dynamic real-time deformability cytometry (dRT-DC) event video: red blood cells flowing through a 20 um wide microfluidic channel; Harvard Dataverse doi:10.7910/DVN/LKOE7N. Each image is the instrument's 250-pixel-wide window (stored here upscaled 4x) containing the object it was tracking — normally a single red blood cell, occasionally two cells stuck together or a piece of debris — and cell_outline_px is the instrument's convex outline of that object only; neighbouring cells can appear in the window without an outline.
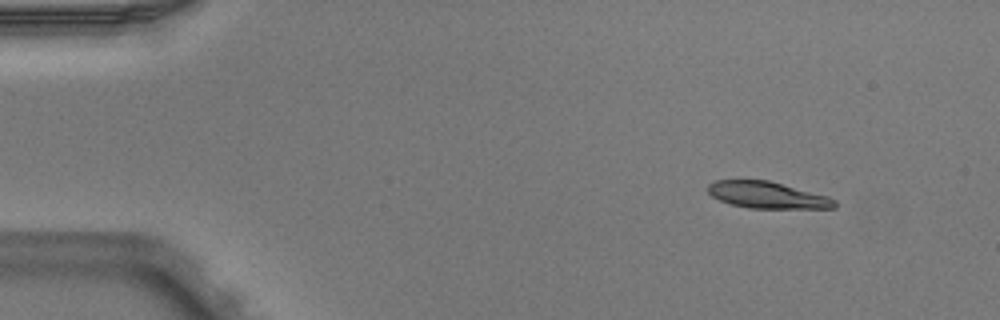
{"species": "Egyptian fruit bat (a non-hibernating species)", "species_latin": "Rousettus aegyptiacus", "temperature_condition": "warm", "stored_images_in_passage": 4, "camera_frame_rate_fps": 3000, "um_per_image_px": 0.085, "animal": {"sex": "male"}, "frame": {"image": 1, "passage_image": 2, "time_ms": 0.333, "image_size_px": [1000, 320], "cell_outline_px": [[836, 208], [748, 208], [732, 204], [720, 200], [712, 196], [708, 192], [708, 184], [712, 180], [768, 180], [828, 196], [836, 200]], "centroid_in_image_um": [65.21, 16.57], "position_along_channel_um": 19.8, "area_um2": 19.59}}
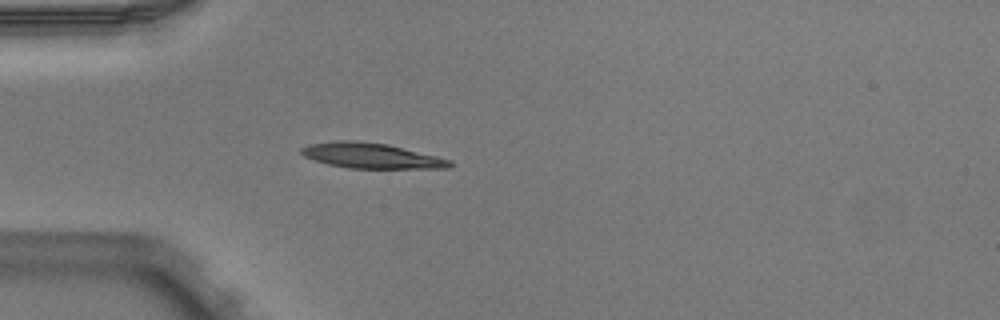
{"frame": {"image": 2, "passage_image": 4, "time_ms": 1.0, "image_size_px": [1000, 320], "cell_outline_px": [[456, 164], [448, 168], [348, 168], [328, 164], [304, 156], [300, 152], [300, 148], [308, 144], [336, 140], [352, 140], [388, 144], [452, 160]], "centroid_in_image_um": [31.56, 13.23], "position_along_channel_um": 53.4, "area_um2": 21.91}}